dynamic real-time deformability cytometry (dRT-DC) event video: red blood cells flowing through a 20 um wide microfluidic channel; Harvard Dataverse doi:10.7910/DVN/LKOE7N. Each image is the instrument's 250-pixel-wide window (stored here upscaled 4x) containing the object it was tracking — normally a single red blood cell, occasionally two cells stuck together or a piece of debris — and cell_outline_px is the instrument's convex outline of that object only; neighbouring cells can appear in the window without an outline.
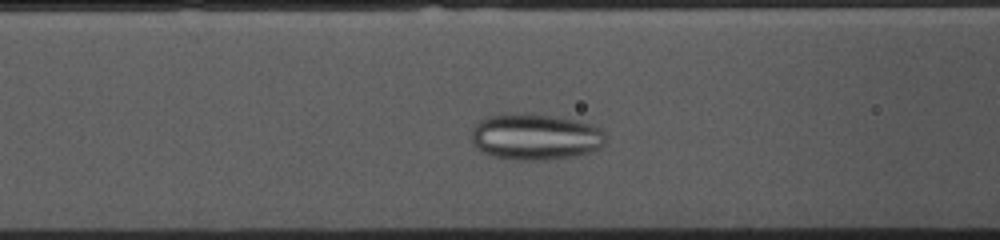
{"species": "common noctule bat (a hibernating species)", "species_latin": "Nyctalus noctula", "temperature_condition": "cold", "stored_images_in_passage": 32, "camera_frame_rate_fps": 3000, "um_per_image_px": 0.085, "animal": {"sex": "female", "body_mass_g": 10.0, "forearm_length_mm": 53.1}, "frame": {"image": 1, "passage_image": 8, "time_ms": 2.333, "image_size_px": [1000, 240], "cell_outline_px": [[608, 140], [600, 148], [592, 152], [568, 156], [540, 160], [516, 160], [492, 156], [476, 148], [472, 144], [472, 128], [480, 120], [488, 116], [508, 112], [528, 112], [576, 120], [600, 128], [608, 136]], "centroid_in_image_um": [45.49, 11.6], "position_along_channel_um": 121.1, "area_um2": 36.59}}
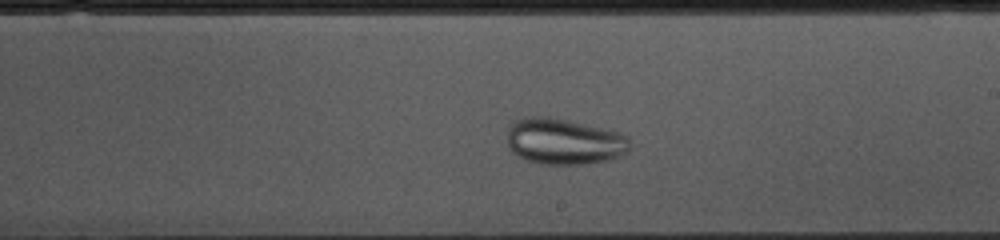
{"frame": {"image": 2, "passage_image": 18, "time_ms": 5.667, "image_size_px": [1000, 240], "cell_outline_px": [[632, 144], [628, 152], [604, 160], [588, 164], [540, 164], [516, 156], [508, 148], [508, 124], [512, 120], [532, 116], [548, 116], [568, 120], [620, 132], [628, 136], [632, 140]], "centroid_in_image_um": [47.93, 12.01], "position_along_channel_um": 241.1, "area_um2": 33.35}}
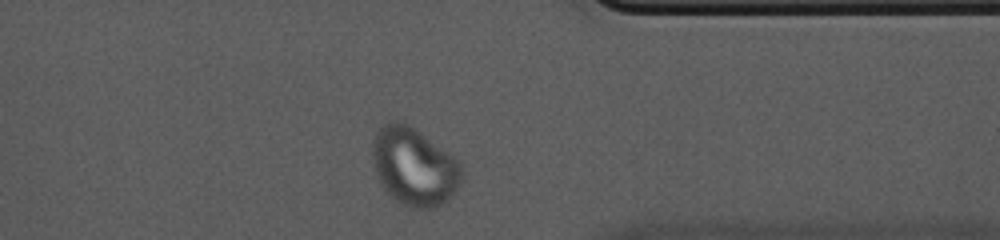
{"frame": {"image": 3, "passage_image": 30, "time_ms": 9.667, "image_size_px": [1000, 240], "cell_outline_px": [[464, 176], [448, 200], [436, 208], [412, 208], [400, 204], [380, 184], [376, 176], [372, 156], [372, 140], [376, 132], [384, 124], [392, 120], [400, 120], [408, 124], [456, 156], [464, 168]], "centroid_in_image_um": [35.22, 14.15], "position_along_channel_um": 376.2, "area_um2": 41.1}}